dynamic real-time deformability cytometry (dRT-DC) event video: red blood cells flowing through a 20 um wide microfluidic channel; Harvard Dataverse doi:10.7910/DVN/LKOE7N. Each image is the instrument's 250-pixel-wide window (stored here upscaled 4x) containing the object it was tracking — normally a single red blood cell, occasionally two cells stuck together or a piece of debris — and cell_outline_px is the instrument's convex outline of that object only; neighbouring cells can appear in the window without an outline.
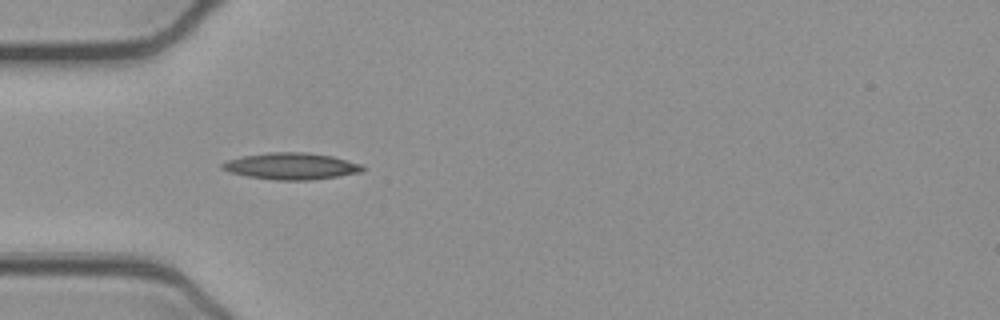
{"species": "common noctule bat (a hibernating species)", "species_latin": "Nyctalus noctula", "temperature_condition": "cold", "stored_images_in_passage": 37, "camera_frame_rate_fps": 3000, "um_per_image_px": 0.085, "animal": {"sex": "female", "body_mass_g": 21.9}, "frame": {"image": 1, "passage_image": 1, "time_ms": 0.0, "image_size_px": [1000, 320], "cell_outline_px": [[364, 172], [308, 180], [276, 180], [248, 176], [228, 172], [220, 168], [220, 164], [228, 160], [240, 156], [268, 152], [304, 152], [332, 156], [360, 164], [364, 168]], "centroid_in_image_um": [24.7, 14.12], "position_along_channel_um": 60.3, "area_um2": 21.73}}
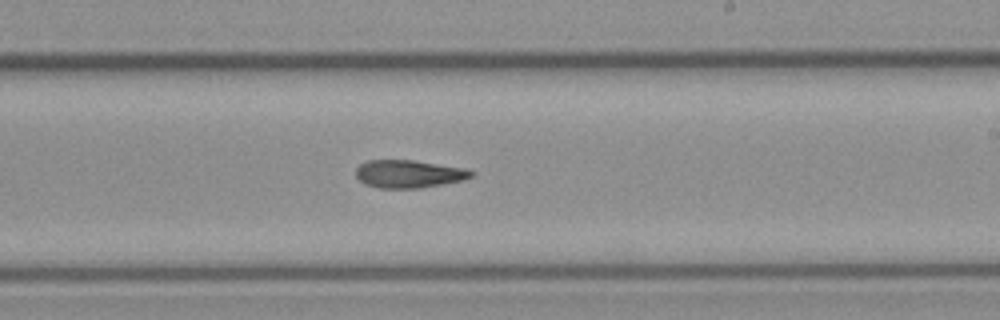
{"frame": {"image": 2, "passage_image": 16, "time_ms": 5.0, "image_size_px": [1000, 320], "cell_outline_px": [[476, 172], [472, 176], [464, 180], [444, 184], [420, 188], [380, 188], [364, 184], [356, 176], [356, 168], [360, 164], [368, 160], [412, 160], [468, 168]], "centroid_in_image_um": [34.79, 14.78], "position_along_channel_um": 254.2, "area_um2": 18.9}}
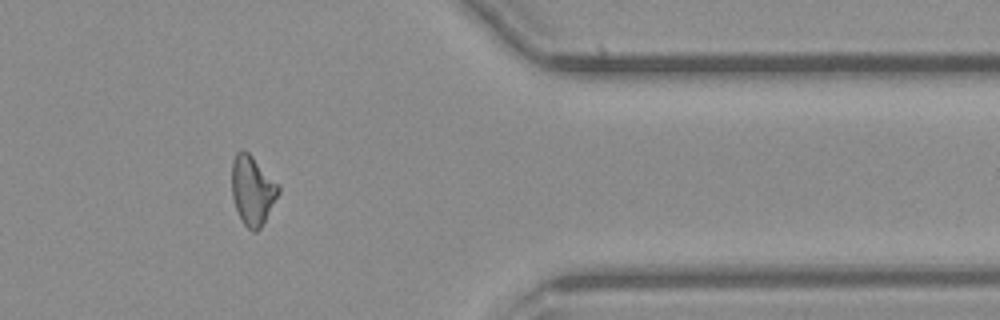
{"frame": {"image": 3, "passage_image": 28, "time_ms": 9.0, "image_size_px": [1000, 320], "cell_outline_px": [[280, 192], [260, 228], [256, 232], [252, 232], [244, 224], [236, 208], [232, 196], [232, 160], [236, 152], [240, 148], [244, 148], [280, 184]], "centroid_in_image_um": [21.46, 16.13], "position_along_channel_um": 389.9, "area_um2": 18.9}}